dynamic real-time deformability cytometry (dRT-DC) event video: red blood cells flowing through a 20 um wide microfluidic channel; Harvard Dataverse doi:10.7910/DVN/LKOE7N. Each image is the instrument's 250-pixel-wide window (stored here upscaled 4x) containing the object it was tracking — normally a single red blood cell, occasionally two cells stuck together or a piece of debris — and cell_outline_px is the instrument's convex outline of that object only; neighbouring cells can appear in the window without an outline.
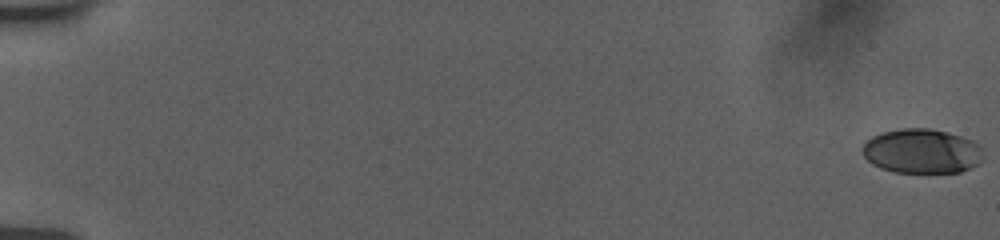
{"species": "human", "species_latin": "Homo sapiens", "temperature_condition": "room temperature", "stored_images_in_passage": 21, "camera_frame_rate_fps": 3000, "um_per_image_px": 0.085, "donor": {"sex": "female"}, "frame": {"image": 1, "passage_image": 1, "time_ms": 0.0, "image_size_px": [1000, 240], "cell_outline_px": [[972, 144], [968, 168], [960, 172], [896, 172], [884, 168], [868, 160], [864, 156], [864, 144], [868, 140], [884, 132], [904, 128], [924, 128], [944, 132], [968, 140]], "centroid_in_image_um": [78.1, 12.84], "position_along_channel_um": 6.9, "area_um2": 28.55}}
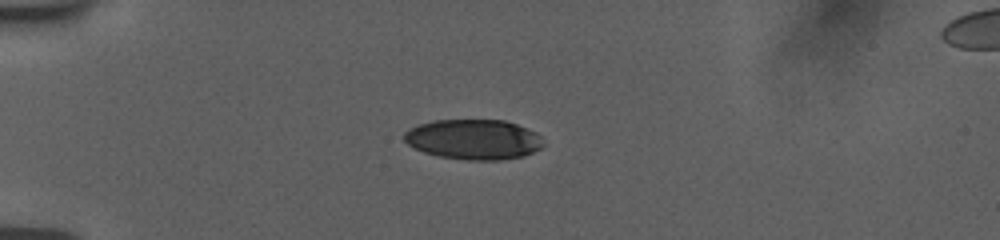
{"frame": {"image": 2, "passage_image": 15, "time_ms": 5.333, "image_size_px": [1000, 240], "cell_outline_px": [[540, 148], [532, 152], [520, 156], [500, 160], [468, 160], [440, 156], [424, 152], [408, 144], [404, 140], [404, 136], [412, 128], [420, 124], [436, 120], [504, 120], [516, 124], [540, 136]], "centroid_in_image_um": [40.23, 11.85], "position_along_channel_um": 44.8, "area_um2": 31.73}}
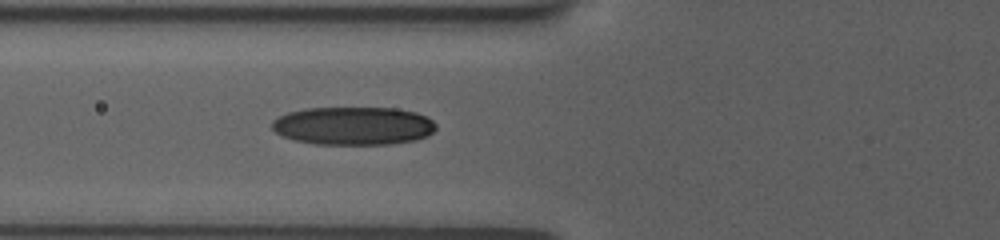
{"frame": {"image": 3, "passage_image": 21, "time_ms": 7.667, "image_size_px": [1000, 240], "cell_outline_px": [[436, 128], [428, 136], [416, 140], [388, 144], [316, 144], [296, 140], [284, 136], [276, 132], [272, 128], [272, 120], [288, 112], [308, 108], [396, 108], [416, 112], [432, 120], [436, 124]], "centroid_in_image_um": [30.05, 10.69], "position_along_channel_um": 95.7, "area_um2": 36.41}}